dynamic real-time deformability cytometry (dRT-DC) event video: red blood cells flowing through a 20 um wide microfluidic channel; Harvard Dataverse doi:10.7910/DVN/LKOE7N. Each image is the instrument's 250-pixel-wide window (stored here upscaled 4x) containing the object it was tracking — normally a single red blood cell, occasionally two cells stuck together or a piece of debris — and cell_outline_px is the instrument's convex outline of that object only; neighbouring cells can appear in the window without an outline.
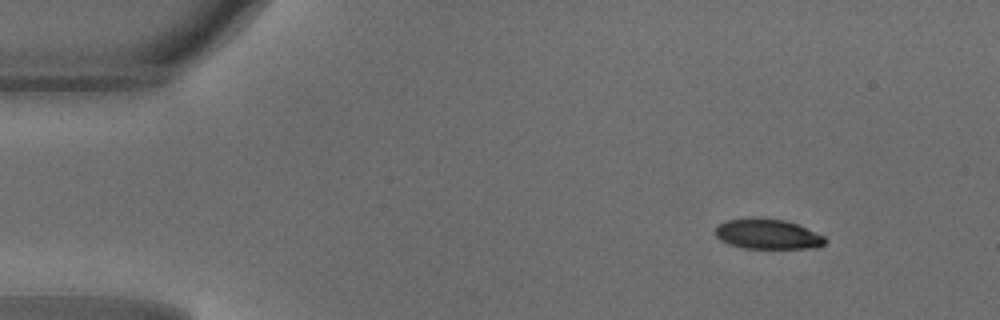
{"species": "common noctule bat (a hibernating species)", "species_latin": "Nyctalus noctula", "temperature_condition": "warm", "stored_images_in_passage": 11, "camera_frame_rate_fps": 3000, "um_per_image_px": 0.085, "animal": {"sex": "male", "body_mass_g": 18.8}, "frame": {"image": 1, "passage_image": 4, "time_ms": 1.0, "image_size_px": [1000, 320], "cell_outline_px": [[828, 240], [824, 244], [816, 248], [744, 248], [728, 244], [720, 240], [716, 236], [716, 224], [728, 220], [752, 216], [784, 220], [796, 224], [824, 236]], "centroid_in_image_um": [65.21, 19.89], "position_along_channel_um": 19.8, "area_um2": 19.42}}